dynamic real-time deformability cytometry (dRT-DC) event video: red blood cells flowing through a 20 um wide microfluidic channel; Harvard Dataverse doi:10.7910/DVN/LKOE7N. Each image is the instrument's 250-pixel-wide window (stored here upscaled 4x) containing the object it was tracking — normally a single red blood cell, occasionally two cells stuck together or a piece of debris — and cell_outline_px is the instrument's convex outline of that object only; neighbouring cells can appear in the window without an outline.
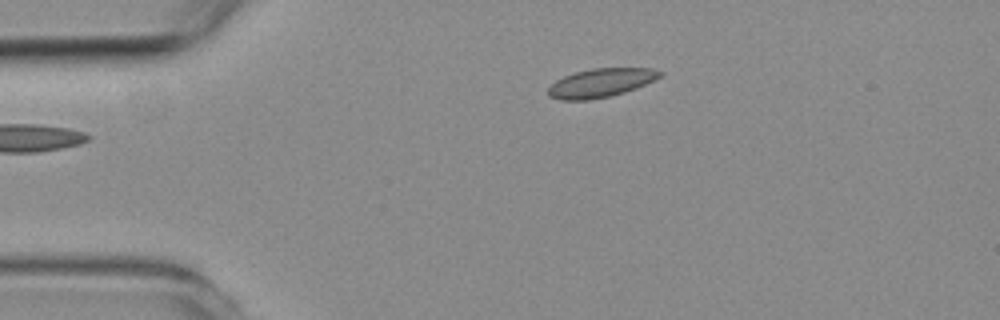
{"species": "common noctule bat (a hibernating species)", "species_latin": "Nyctalus noctula", "temperature_condition": "room temperature", "stored_images_in_passage": 5, "camera_frame_rate_fps": 3000, "um_per_image_px": 0.085, "animal": {"sex": "female", "body_mass_g": 19.3, "forearm_length_mm": 54.1}, "frame": {"image": 1, "passage_image": 5, "time_ms": 4.667, "image_size_px": [1000, 320], "cell_outline_px": [[664, 72], [660, 76], [636, 88], [624, 92], [608, 96], [588, 100], [560, 100], [548, 96], [548, 88], [556, 80], [564, 76], [576, 72], [592, 68], [652, 68]], "centroid_in_image_um": [51.04, 7.04], "position_along_channel_um": 34.0, "area_um2": 18.5}}